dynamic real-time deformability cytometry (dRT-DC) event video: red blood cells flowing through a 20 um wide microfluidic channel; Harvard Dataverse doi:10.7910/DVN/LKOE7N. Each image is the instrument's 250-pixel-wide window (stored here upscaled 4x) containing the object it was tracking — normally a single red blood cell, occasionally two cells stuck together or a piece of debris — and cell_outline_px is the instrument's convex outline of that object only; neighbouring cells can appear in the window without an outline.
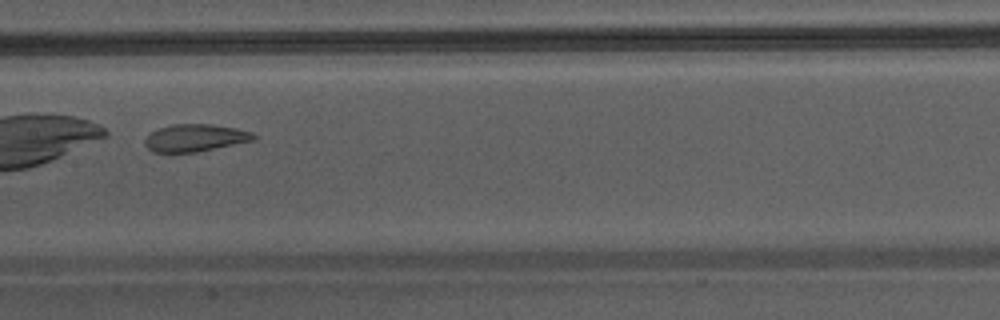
{"species": "Egyptian fruit bat (a non-hibernating species)", "species_latin": "Rousettus aegyptiacus", "temperature_condition": "warm", "stored_images_in_passage": 37, "camera_frame_rate_fps": 3000, "um_per_image_px": 0.085, "animal": {"sex": "male"}, "frame": {"image": 1, "passage_image": 16, "time_ms": 5.0, "image_size_px": [1000, 320], "cell_outline_px": [[256, 140], [196, 152], [152, 152], [144, 144], [144, 140], [148, 132], [172, 124], [212, 124], [236, 128], [252, 132], [256, 136]], "centroid_in_image_um": [16.57, 11.71], "position_along_channel_um": 190.8, "area_um2": 17.46}}